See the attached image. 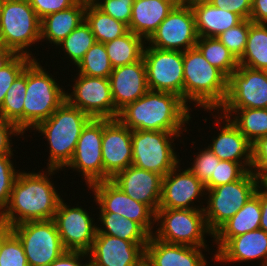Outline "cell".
<instances>
[{"label": "cell", "instance_id": "cell-11", "mask_svg": "<svg viewBox=\"0 0 267 266\" xmlns=\"http://www.w3.org/2000/svg\"><path fill=\"white\" fill-rule=\"evenodd\" d=\"M142 57L148 89L171 92L183 99V52L146 47L145 44Z\"/></svg>", "mask_w": 267, "mask_h": 266}, {"label": "cell", "instance_id": "cell-50", "mask_svg": "<svg viewBox=\"0 0 267 266\" xmlns=\"http://www.w3.org/2000/svg\"><path fill=\"white\" fill-rule=\"evenodd\" d=\"M88 258V252L66 250L61 256L54 260L49 266H91L90 261L82 262L83 258ZM80 258L82 260H80Z\"/></svg>", "mask_w": 267, "mask_h": 266}, {"label": "cell", "instance_id": "cell-25", "mask_svg": "<svg viewBox=\"0 0 267 266\" xmlns=\"http://www.w3.org/2000/svg\"><path fill=\"white\" fill-rule=\"evenodd\" d=\"M203 249L207 247L166 243L151 235L145 254L155 266H207Z\"/></svg>", "mask_w": 267, "mask_h": 266}, {"label": "cell", "instance_id": "cell-59", "mask_svg": "<svg viewBox=\"0 0 267 266\" xmlns=\"http://www.w3.org/2000/svg\"><path fill=\"white\" fill-rule=\"evenodd\" d=\"M3 2H4V0H0V12H1V9H2Z\"/></svg>", "mask_w": 267, "mask_h": 266}, {"label": "cell", "instance_id": "cell-12", "mask_svg": "<svg viewBox=\"0 0 267 266\" xmlns=\"http://www.w3.org/2000/svg\"><path fill=\"white\" fill-rule=\"evenodd\" d=\"M76 75L72 93L65 94L66 101L93 119H117L119 111L114 105L109 78Z\"/></svg>", "mask_w": 267, "mask_h": 266}, {"label": "cell", "instance_id": "cell-58", "mask_svg": "<svg viewBox=\"0 0 267 266\" xmlns=\"http://www.w3.org/2000/svg\"><path fill=\"white\" fill-rule=\"evenodd\" d=\"M6 227L0 222V233L5 229Z\"/></svg>", "mask_w": 267, "mask_h": 266}, {"label": "cell", "instance_id": "cell-28", "mask_svg": "<svg viewBox=\"0 0 267 266\" xmlns=\"http://www.w3.org/2000/svg\"><path fill=\"white\" fill-rule=\"evenodd\" d=\"M261 204L259 197L254 194L239 211L224 223L214 234V243L218 249L232 237L260 229Z\"/></svg>", "mask_w": 267, "mask_h": 266}, {"label": "cell", "instance_id": "cell-18", "mask_svg": "<svg viewBox=\"0 0 267 266\" xmlns=\"http://www.w3.org/2000/svg\"><path fill=\"white\" fill-rule=\"evenodd\" d=\"M104 181L132 165V130L118 119H103Z\"/></svg>", "mask_w": 267, "mask_h": 266}, {"label": "cell", "instance_id": "cell-8", "mask_svg": "<svg viewBox=\"0 0 267 266\" xmlns=\"http://www.w3.org/2000/svg\"><path fill=\"white\" fill-rule=\"evenodd\" d=\"M180 134L182 133L132 130V165L164 177L180 165L172 145Z\"/></svg>", "mask_w": 267, "mask_h": 266}, {"label": "cell", "instance_id": "cell-35", "mask_svg": "<svg viewBox=\"0 0 267 266\" xmlns=\"http://www.w3.org/2000/svg\"><path fill=\"white\" fill-rule=\"evenodd\" d=\"M196 47L203 54L204 58L227 78L239 66L238 59L217 37H199Z\"/></svg>", "mask_w": 267, "mask_h": 266}, {"label": "cell", "instance_id": "cell-24", "mask_svg": "<svg viewBox=\"0 0 267 266\" xmlns=\"http://www.w3.org/2000/svg\"><path fill=\"white\" fill-rule=\"evenodd\" d=\"M217 262H245L263 259L267 262V233L262 229L246 232L228 239L214 254Z\"/></svg>", "mask_w": 267, "mask_h": 266}, {"label": "cell", "instance_id": "cell-5", "mask_svg": "<svg viewBox=\"0 0 267 266\" xmlns=\"http://www.w3.org/2000/svg\"><path fill=\"white\" fill-rule=\"evenodd\" d=\"M66 92L40 65L36 57L27 65L23 107V133L48 119L66 100ZM26 130V131H25Z\"/></svg>", "mask_w": 267, "mask_h": 266}, {"label": "cell", "instance_id": "cell-19", "mask_svg": "<svg viewBox=\"0 0 267 266\" xmlns=\"http://www.w3.org/2000/svg\"><path fill=\"white\" fill-rule=\"evenodd\" d=\"M178 167L175 166L162 179L159 209H203L194 206L193 201L205 195V185L188 168L181 172Z\"/></svg>", "mask_w": 267, "mask_h": 266}, {"label": "cell", "instance_id": "cell-17", "mask_svg": "<svg viewBox=\"0 0 267 266\" xmlns=\"http://www.w3.org/2000/svg\"><path fill=\"white\" fill-rule=\"evenodd\" d=\"M61 200L54 222L66 250L88 252L97 233V224L83 207H70ZM70 207V208H69Z\"/></svg>", "mask_w": 267, "mask_h": 266}, {"label": "cell", "instance_id": "cell-7", "mask_svg": "<svg viewBox=\"0 0 267 266\" xmlns=\"http://www.w3.org/2000/svg\"><path fill=\"white\" fill-rule=\"evenodd\" d=\"M155 221L160 227L153 236L166 243L207 247L205 234L213 236L203 209H158Z\"/></svg>", "mask_w": 267, "mask_h": 266}, {"label": "cell", "instance_id": "cell-3", "mask_svg": "<svg viewBox=\"0 0 267 266\" xmlns=\"http://www.w3.org/2000/svg\"><path fill=\"white\" fill-rule=\"evenodd\" d=\"M183 100L219 113L228 91V78L212 66L197 47L183 51ZM218 109V110H217Z\"/></svg>", "mask_w": 267, "mask_h": 266}, {"label": "cell", "instance_id": "cell-40", "mask_svg": "<svg viewBox=\"0 0 267 266\" xmlns=\"http://www.w3.org/2000/svg\"><path fill=\"white\" fill-rule=\"evenodd\" d=\"M249 32V19H243L239 24L224 31L217 39L224 44L239 59L246 48Z\"/></svg>", "mask_w": 267, "mask_h": 266}, {"label": "cell", "instance_id": "cell-10", "mask_svg": "<svg viewBox=\"0 0 267 266\" xmlns=\"http://www.w3.org/2000/svg\"><path fill=\"white\" fill-rule=\"evenodd\" d=\"M9 229L19 238L29 266H49L66 251L53 219L27 221Z\"/></svg>", "mask_w": 267, "mask_h": 266}, {"label": "cell", "instance_id": "cell-51", "mask_svg": "<svg viewBox=\"0 0 267 266\" xmlns=\"http://www.w3.org/2000/svg\"><path fill=\"white\" fill-rule=\"evenodd\" d=\"M249 19L256 24H267V0H252Z\"/></svg>", "mask_w": 267, "mask_h": 266}, {"label": "cell", "instance_id": "cell-13", "mask_svg": "<svg viewBox=\"0 0 267 266\" xmlns=\"http://www.w3.org/2000/svg\"><path fill=\"white\" fill-rule=\"evenodd\" d=\"M198 38L192 8L179 5L173 8L146 41L151 47L183 52L196 47Z\"/></svg>", "mask_w": 267, "mask_h": 266}, {"label": "cell", "instance_id": "cell-48", "mask_svg": "<svg viewBox=\"0 0 267 266\" xmlns=\"http://www.w3.org/2000/svg\"><path fill=\"white\" fill-rule=\"evenodd\" d=\"M210 3L219 9L233 12L242 19L250 18L252 0H211Z\"/></svg>", "mask_w": 267, "mask_h": 266}, {"label": "cell", "instance_id": "cell-32", "mask_svg": "<svg viewBox=\"0 0 267 266\" xmlns=\"http://www.w3.org/2000/svg\"><path fill=\"white\" fill-rule=\"evenodd\" d=\"M238 61L250 69L267 71V24H256L249 19L246 48Z\"/></svg>", "mask_w": 267, "mask_h": 266}, {"label": "cell", "instance_id": "cell-30", "mask_svg": "<svg viewBox=\"0 0 267 266\" xmlns=\"http://www.w3.org/2000/svg\"><path fill=\"white\" fill-rule=\"evenodd\" d=\"M219 110L223 113V117L229 118L251 144L267 135V108ZM231 116L234 117L231 119Z\"/></svg>", "mask_w": 267, "mask_h": 266}, {"label": "cell", "instance_id": "cell-23", "mask_svg": "<svg viewBox=\"0 0 267 266\" xmlns=\"http://www.w3.org/2000/svg\"><path fill=\"white\" fill-rule=\"evenodd\" d=\"M221 116V117H220ZM218 123L225 118V121L218 136L213 138L212 143L208 146L210 150L220 159L240 163L247 171L251 170L252 164V144L230 121L229 118L214 116ZM243 160V161H242Z\"/></svg>", "mask_w": 267, "mask_h": 266}, {"label": "cell", "instance_id": "cell-21", "mask_svg": "<svg viewBox=\"0 0 267 266\" xmlns=\"http://www.w3.org/2000/svg\"><path fill=\"white\" fill-rule=\"evenodd\" d=\"M147 244H135L118 237L96 234L88 251L91 266H134Z\"/></svg>", "mask_w": 267, "mask_h": 266}, {"label": "cell", "instance_id": "cell-4", "mask_svg": "<svg viewBox=\"0 0 267 266\" xmlns=\"http://www.w3.org/2000/svg\"><path fill=\"white\" fill-rule=\"evenodd\" d=\"M91 119L88 114L65 100L48 119L34 128V131L36 129L45 135L49 143V169L65 168L74 154L83 128Z\"/></svg>", "mask_w": 267, "mask_h": 266}, {"label": "cell", "instance_id": "cell-9", "mask_svg": "<svg viewBox=\"0 0 267 266\" xmlns=\"http://www.w3.org/2000/svg\"><path fill=\"white\" fill-rule=\"evenodd\" d=\"M260 183L248 171L241 179L206 190L205 220L212 235L252 198ZM208 192V193H207Z\"/></svg>", "mask_w": 267, "mask_h": 266}, {"label": "cell", "instance_id": "cell-52", "mask_svg": "<svg viewBox=\"0 0 267 266\" xmlns=\"http://www.w3.org/2000/svg\"><path fill=\"white\" fill-rule=\"evenodd\" d=\"M255 194L259 197L261 204L260 229L267 233V183H260Z\"/></svg>", "mask_w": 267, "mask_h": 266}, {"label": "cell", "instance_id": "cell-2", "mask_svg": "<svg viewBox=\"0 0 267 266\" xmlns=\"http://www.w3.org/2000/svg\"><path fill=\"white\" fill-rule=\"evenodd\" d=\"M189 107L174 93L148 90L121 109L117 119L130 130L182 133L192 118Z\"/></svg>", "mask_w": 267, "mask_h": 266}, {"label": "cell", "instance_id": "cell-42", "mask_svg": "<svg viewBox=\"0 0 267 266\" xmlns=\"http://www.w3.org/2000/svg\"><path fill=\"white\" fill-rule=\"evenodd\" d=\"M33 59V57L18 54L8 65L0 69V109L8 89Z\"/></svg>", "mask_w": 267, "mask_h": 266}, {"label": "cell", "instance_id": "cell-6", "mask_svg": "<svg viewBox=\"0 0 267 266\" xmlns=\"http://www.w3.org/2000/svg\"><path fill=\"white\" fill-rule=\"evenodd\" d=\"M39 41L41 19L29 1L4 0L0 12V44L17 54L32 57L28 47Z\"/></svg>", "mask_w": 267, "mask_h": 266}, {"label": "cell", "instance_id": "cell-33", "mask_svg": "<svg viewBox=\"0 0 267 266\" xmlns=\"http://www.w3.org/2000/svg\"><path fill=\"white\" fill-rule=\"evenodd\" d=\"M144 44H147L145 40L132 31L104 43L113 68L139 61L143 56Z\"/></svg>", "mask_w": 267, "mask_h": 266}, {"label": "cell", "instance_id": "cell-44", "mask_svg": "<svg viewBox=\"0 0 267 266\" xmlns=\"http://www.w3.org/2000/svg\"><path fill=\"white\" fill-rule=\"evenodd\" d=\"M13 154L0 155V212L8 204L18 171L11 161Z\"/></svg>", "mask_w": 267, "mask_h": 266}, {"label": "cell", "instance_id": "cell-39", "mask_svg": "<svg viewBox=\"0 0 267 266\" xmlns=\"http://www.w3.org/2000/svg\"><path fill=\"white\" fill-rule=\"evenodd\" d=\"M0 266H29L19 238L9 228L0 233Z\"/></svg>", "mask_w": 267, "mask_h": 266}, {"label": "cell", "instance_id": "cell-55", "mask_svg": "<svg viewBox=\"0 0 267 266\" xmlns=\"http://www.w3.org/2000/svg\"><path fill=\"white\" fill-rule=\"evenodd\" d=\"M210 1L211 0H182V5L192 8L193 6L198 4L210 3Z\"/></svg>", "mask_w": 267, "mask_h": 266}, {"label": "cell", "instance_id": "cell-16", "mask_svg": "<svg viewBox=\"0 0 267 266\" xmlns=\"http://www.w3.org/2000/svg\"><path fill=\"white\" fill-rule=\"evenodd\" d=\"M103 119H91L83 128L74 154L65 167L81 172L86 184L104 181L102 161Z\"/></svg>", "mask_w": 267, "mask_h": 266}, {"label": "cell", "instance_id": "cell-27", "mask_svg": "<svg viewBox=\"0 0 267 266\" xmlns=\"http://www.w3.org/2000/svg\"><path fill=\"white\" fill-rule=\"evenodd\" d=\"M86 0H78L66 10L54 12L41 19V40L57 45L85 21Z\"/></svg>", "mask_w": 267, "mask_h": 266}, {"label": "cell", "instance_id": "cell-46", "mask_svg": "<svg viewBox=\"0 0 267 266\" xmlns=\"http://www.w3.org/2000/svg\"><path fill=\"white\" fill-rule=\"evenodd\" d=\"M134 0H103L96 7L103 13L129 25Z\"/></svg>", "mask_w": 267, "mask_h": 266}, {"label": "cell", "instance_id": "cell-15", "mask_svg": "<svg viewBox=\"0 0 267 266\" xmlns=\"http://www.w3.org/2000/svg\"><path fill=\"white\" fill-rule=\"evenodd\" d=\"M267 108V71L239 65L228 78L225 102L219 109Z\"/></svg>", "mask_w": 267, "mask_h": 266}, {"label": "cell", "instance_id": "cell-57", "mask_svg": "<svg viewBox=\"0 0 267 266\" xmlns=\"http://www.w3.org/2000/svg\"><path fill=\"white\" fill-rule=\"evenodd\" d=\"M169 1L174 3L176 6L182 5V0H169Z\"/></svg>", "mask_w": 267, "mask_h": 266}, {"label": "cell", "instance_id": "cell-14", "mask_svg": "<svg viewBox=\"0 0 267 266\" xmlns=\"http://www.w3.org/2000/svg\"><path fill=\"white\" fill-rule=\"evenodd\" d=\"M100 213H115L139 223L150 235L155 225L156 213L144 203L133 200L111 180L99 181L89 187Z\"/></svg>", "mask_w": 267, "mask_h": 266}, {"label": "cell", "instance_id": "cell-49", "mask_svg": "<svg viewBox=\"0 0 267 266\" xmlns=\"http://www.w3.org/2000/svg\"><path fill=\"white\" fill-rule=\"evenodd\" d=\"M24 134L15 124L0 118V155L14 154L10 141L11 136ZM12 150V151H11Z\"/></svg>", "mask_w": 267, "mask_h": 266}, {"label": "cell", "instance_id": "cell-54", "mask_svg": "<svg viewBox=\"0 0 267 266\" xmlns=\"http://www.w3.org/2000/svg\"><path fill=\"white\" fill-rule=\"evenodd\" d=\"M134 266H155L149 257L144 253Z\"/></svg>", "mask_w": 267, "mask_h": 266}, {"label": "cell", "instance_id": "cell-1", "mask_svg": "<svg viewBox=\"0 0 267 266\" xmlns=\"http://www.w3.org/2000/svg\"><path fill=\"white\" fill-rule=\"evenodd\" d=\"M46 169L48 170H45L46 174L19 171L12 187L10 200L0 212V222L6 228L27 221L54 218L62 198L48 176L51 177L59 169Z\"/></svg>", "mask_w": 267, "mask_h": 266}, {"label": "cell", "instance_id": "cell-56", "mask_svg": "<svg viewBox=\"0 0 267 266\" xmlns=\"http://www.w3.org/2000/svg\"><path fill=\"white\" fill-rule=\"evenodd\" d=\"M101 1L103 0H86L87 4H90L92 6H97Z\"/></svg>", "mask_w": 267, "mask_h": 266}, {"label": "cell", "instance_id": "cell-26", "mask_svg": "<svg viewBox=\"0 0 267 266\" xmlns=\"http://www.w3.org/2000/svg\"><path fill=\"white\" fill-rule=\"evenodd\" d=\"M175 6L169 0H134L129 31L146 41Z\"/></svg>", "mask_w": 267, "mask_h": 266}, {"label": "cell", "instance_id": "cell-20", "mask_svg": "<svg viewBox=\"0 0 267 266\" xmlns=\"http://www.w3.org/2000/svg\"><path fill=\"white\" fill-rule=\"evenodd\" d=\"M163 176L133 165L110 179L133 200L148 205L155 213L159 209Z\"/></svg>", "mask_w": 267, "mask_h": 266}, {"label": "cell", "instance_id": "cell-29", "mask_svg": "<svg viewBox=\"0 0 267 266\" xmlns=\"http://www.w3.org/2000/svg\"><path fill=\"white\" fill-rule=\"evenodd\" d=\"M192 10L199 37H217L243 20L239 15L219 9L211 3L195 5Z\"/></svg>", "mask_w": 267, "mask_h": 266}, {"label": "cell", "instance_id": "cell-38", "mask_svg": "<svg viewBox=\"0 0 267 266\" xmlns=\"http://www.w3.org/2000/svg\"><path fill=\"white\" fill-rule=\"evenodd\" d=\"M96 42L95 36L90 26L83 21L65 39L56 45L61 46L73 64L77 65L84 57L85 53Z\"/></svg>", "mask_w": 267, "mask_h": 266}, {"label": "cell", "instance_id": "cell-31", "mask_svg": "<svg viewBox=\"0 0 267 266\" xmlns=\"http://www.w3.org/2000/svg\"><path fill=\"white\" fill-rule=\"evenodd\" d=\"M99 219L105 227H97L96 234H106L135 244H147L150 234L137 222L115 213H100Z\"/></svg>", "mask_w": 267, "mask_h": 266}, {"label": "cell", "instance_id": "cell-36", "mask_svg": "<svg viewBox=\"0 0 267 266\" xmlns=\"http://www.w3.org/2000/svg\"><path fill=\"white\" fill-rule=\"evenodd\" d=\"M26 86L27 66L8 89L0 109V118L15 124L22 132Z\"/></svg>", "mask_w": 267, "mask_h": 266}, {"label": "cell", "instance_id": "cell-43", "mask_svg": "<svg viewBox=\"0 0 267 266\" xmlns=\"http://www.w3.org/2000/svg\"><path fill=\"white\" fill-rule=\"evenodd\" d=\"M198 153L192 167L188 169L205 184L210 178H215L216 165L219 164L220 159L208 147Z\"/></svg>", "mask_w": 267, "mask_h": 266}, {"label": "cell", "instance_id": "cell-34", "mask_svg": "<svg viewBox=\"0 0 267 266\" xmlns=\"http://www.w3.org/2000/svg\"><path fill=\"white\" fill-rule=\"evenodd\" d=\"M85 21L90 26L96 42L106 43L129 32L127 24L114 19L90 4H86Z\"/></svg>", "mask_w": 267, "mask_h": 266}, {"label": "cell", "instance_id": "cell-53", "mask_svg": "<svg viewBox=\"0 0 267 266\" xmlns=\"http://www.w3.org/2000/svg\"><path fill=\"white\" fill-rule=\"evenodd\" d=\"M18 54L0 44V69L8 65Z\"/></svg>", "mask_w": 267, "mask_h": 266}, {"label": "cell", "instance_id": "cell-45", "mask_svg": "<svg viewBox=\"0 0 267 266\" xmlns=\"http://www.w3.org/2000/svg\"><path fill=\"white\" fill-rule=\"evenodd\" d=\"M250 171L259 183H267V135L259 138L252 144V164Z\"/></svg>", "mask_w": 267, "mask_h": 266}, {"label": "cell", "instance_id": "cell-22", "mask_svg": "<svg viewBox=\"0 0 267 266\" xmlns=\"http://www.w3.org/2000/svg\"><path fill=\"white\" fill-rule=\"evenodd\" d=\"M109 81L114 105L118 111L135 102L149 90L143 57L135 63L113 68Z\"/></svg>", "mask_w": 267, "mask_h": 266}, {"label": "cell", "instance_id": "cell-37", "mask_svg": "<svg viewBox=\"0 0 267 266\" xmlns=\"http://www.w3.org/2000/svg\"><path fill=\"white\" fill-rule=\"evenodd\" d=\"M78 74L100 78H109L113 67L110 63L104 43L95 42L77 64Z\"/></svg>", "mask_w": 267, "mask_h": 266}, {"label": "cell", "instance_id": "cell-41", "mask_svg": "<svg viewBox=\"0 0 267 266\" xmlns=\"http://www.w3.org/2000/svg\"><path fill=\"white\" fill-rule=\"evenodd\" d=\"M248 171L238 162L220 160L216 165L215 178H210L204 185L209 190L241 179Z\"/></svg>", "mask_w": 267, "mask_h": 266}, {"label": "cell", "instance_id": "cell-47", "mask_svg": "<svg viewBox=\"0 0 267 266\" xmlns=\"http://www.w3.org/2000/svg\"><path fill=\"white\" fill-rule=\"evenodd\" d=\"M31 7L40 19L46 15L66 10L73 6L78 0H28Z\"/></svg>", "mask_w": 267, "mask_h": 266}]
</instances>
